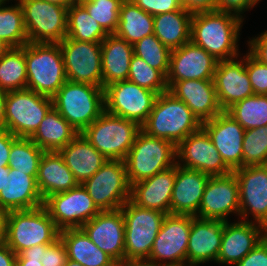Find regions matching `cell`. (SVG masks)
I'll list each match as a JSON object with an SVG mask.
<instances>
[{"instance_id": "obj_31", "label": "cell", "mask_w": 267, "mask_h": 266, "mask_svg": "<svg viewBox=\"0 0 267 266\" xmlns=\"http://www.w3.org/2000/svg\"><path fill=\"white\" fill-rule=\"evenodd\" d=\"M36 181L43 200L51 194L65 192L79 185L59 152L43 153Z\"/></svg>"}, {"instance_id": "obj_26", "label": "cell", "mask_w": 267, "mask_h": 266, "mask_svg": "<svg viewBox=\"0 0 267 266\" xmlns=\"http://www.w3.org/2000/svg\"><path fill=\"white\" fill-rule=\"evenodd\" d=\"M251 221L224 222L221 248L216 263L236 265L260 241L262 225Z\"/></svg>"}, {"instance_id": "obj_27", "label": "cell", "mask_w": 267, "mask_h": 266, "mask_svg": "<svg viewBox=\"0 0 267 266\" xmlns=\"http://www.w3.org/2000/svg\"><path fill=\"white\" fill-rule=\"evenodd\" d=\"M209 175L182 167L177 160L176 178L171 197V214L196 216Z\"/></svg>"}, {"instance_id": "obj_59", "label": "cell", "mask_w": 267, "mask_h": 266, "mask_svg": "<svg viewBox=\"0 0 267 266\" xmlns=\"http://www.w3.org/2000/svg\"><path fill=\"white\" fill-rule=\"evenodd\" d=\"M9 167L8 166H3L0 167V191L4 187V183L6 181V175H9Z\"/></svg>"}, {"instance_id": "obj_36", "label": "cell", "mask_w": 267, "mask_h": 266, "mask_svg": "<svg viewBox=\"0 0 267 266\" xmlns=\"http://www.w3.org/2000/svg\"><path fill=\"white\" fill-rule=\"evenodd\" d=\"M107 35L108 33L79 2L68 8L66 37L77 41L101 43Z\"/></svg>"}, {"instance_id": "obj_9", "label": "cell", "mask_w": 267, "mask_h": 266, "mask_svg": "<svg viewBox=\"0 0 267 266\" xmlns=\"http://www.w3.org/2000/svg\"><path fill=\"white\" fill-rule=\"evenodd\" d=\"M52 107V98L30 89L7 92L5 100L6 130L16 137L30 138Z\"/></svg>"}, {"instance_id": "obj_54", "label": "cell", "mask_w": 267, "mask_h": 266, "mask_svg": "<svg viewBox=\"0 0 267 266\" xmlns=\"http://www.w3.org/2000/svg\"><path fill=\"white\" fill-rule=\"evenodd\" d=\"M17 255L5 243L0 245V266H15Z\"/></svg>"}, {"instance_id": "obj_7", "label": "cell", "mask_w": 267, "mask_h": 266, "mask_svg": "<svg viewBox=\"0 0 267 266\" xmlns=\"http://www.w3.org/2000/svg\"><path fill=\"white\" fill-rule=\"evenodd\" d=\"M176 158L174 143L141 130L124 160L130 186L174 166Z\"/></svg>"}, {"instance_id": "obj_38", "label": "cell", "mask_w": 267, "mask_h": 266, "mask_svg": "<svg viewBox=\"0 0 267 266\" xmlns=\"http://www.w3.org/2000/svg\"><path fill=\"white\" fill-rule=\"evenodd\" d=\"M245 130L267 126V95H252L227 111Z\"/></svg>"}, {"instance_id": "obj_57", "label": "cell", "mask_w": 267, "mask_h": 266, "mask_svg": "<svg viewBox=\"0 0 267 266\" xmlns=\"http://www.w3.org/2000/svg\"><path fill=\"white\" fill-rule=\"evenodd\" d=\"M15 266H43L41 260L35 259H16Z\"/></svg>"}, {"instance_id": "obj_17", "label": "cell", "mask_w": 267, "mask_h": 266, "mask_svg": "<svg viewBox=\"0 0 267 266\" xmlns=\"http://www.w3.org/2000/svg\"><path fill=\"white\" fill-rule=\"evenodd\" d=\"M239 185L240 213L243 221L248 214L256 223H267V164L239 167L233 170ZM246 219V220H245Z\"/></svg>"}, {"instance_id": "obj_39", "label": "cell", "mask_w": 267, "mask_h": 266, "mask_svg": "<svg viewBox=\"0 0 267 266\" xmlns=\"http://www.w3.org/2000/svg\"><path fill=\"white\" fill-rule=\"evenodd\" d=\"M3 4L6 2L0 5V39L10 47L26 45L28 37L21 4L9 7Z\"/></svg>"}, {"instance_id": "obj_56", "label": "cell", "mask_w": 267, "mask_h": 266, "mask_svg": "<svg viewBox=\"0 0 267 266\" xmlns=\"http://www.w3.org/2000/svg\"><path fill=\"white\" fill-rule=\"evenodd\" d=\"M116 266H156L148 260H126L116 263Z\"/></svg>"}, {"instance_id": "obj_6", "label": "cell", "mask_w": 267, "mask_h": 266, "mask_svg": "<svg viewBox=\"0 0 267 266\" xmlns=\"http://www.w3.org/2000/svg\"><path fill=\"white\" fill-rule=\"evenodd\" d=\"M141 126L104 111L81 134L107 160H125Z\"/></svg>"}, {"instance_id": "obj_19", "label": "cell", "mask_w": 267, "mask_h": 266, "mask_svg": "<svg viewBox=\"0 0 267 266\" xmlns=\"http://www.w3.org/2000/svg\"><path fill=\"white\" fill-rule=\"evenodd\" d=\"M218 61L203 48L191 41L171 50L168 89L181 80H213Z\"/></svg>"}, {"instance_id": "obj_37", "label": "cell", "mask_w": 267, "mask_h": 266, "mask_svg": "<svg viewBox=\"0 0 267 266\" xmlns=\"http://www.w3.org/2000/svg\"><path fill=\"white\" fill-rule=\"evenodd\" d=\"M27 88L24 46L11 47L0 59V89L11 92Z\"/></svg>"}, {"instance_id": "obj_25", "label": "cell", "mask_w": 267, "mask_h": 266, "mask_svg": "<svg viewBox=\"0 0 267 266\" xmlns=\"http://www.w3.org/2000/svg\"><path fill=\"white\" fill-rule=\"evenodd\" d=\"M177 164L131 186L130 200L145 209L171 214V197Z\"/></svg>"}, {"instance_id": "obj_47", "label": "cell", "mask_w": 267, "mask_h": 266, "mask_svg": "<svg viewBox=\"0 0 267 266\" xmlns=\"http://www.w3.org/2000/svg\"><path fill=\"white\" fill-rule=\"evenodd\" d=\"M67 260L65 245L59 238L43 251L41 263L43 266H64Z\"/></svg>"}, {"instance_id": "obj_45", "label": "cell", "mask_w": 267, "mask_h": 266, "mask_svg": "<svg viewBox=\"0 0 267 266\" xmlns=\"http://www.w3.org/2000/svg\"><path fill=\"white\" fill-rule=\"evenodd\" d=\"M246 71L255 95H267V64L246 54Z\"/></svg>"}, {"instance_id": "obj_5", "label": "cell", "mask_w": 267, "mask_h": 266, "mask_svg": "<svg viewBox=\"0 0 267 266\" xmlns=\"http://www.w3.org/2000/svg\"><path fill=\"white\" fill-rule=\"evenodd\" d=\"M53 107L79 133L104 111V88L66 81L52 97Z\"/></svg>"}, {"instance_id": "obj_42", "label": "cell", "mask_w": 267, "mask_h": 266, "mask_svg": "<svg viewBox=\"0 0 267 266\" xmlns=\"http://www.w3.org/2000/svg\"><path fill=\"white\" fill-rule=\"evenodd\" d=\"M128 80L157 94L168 91L166 77L134 54L130 61Z\"/></svg>"}, {"instance_id": "obj_24", "label": "cell", "mask_w": 267, "mask_h": 266, "mask_svg": "<svg viewBox=\"0 0 267 266\" xmlns=\"http://www.w3.org/2000/svg\"><path fill=\"white\" fill-rule=\"evenodd\" d=\"M168 91L183 101L201 124L222 112L213 80L176 81Z\"/></svg>"}, {"instance_id": "obj_63", "label": "cell", "mask_w": 267, "mask_h": 266, "mask_svg": "<svg viewBox=\"0 0 267 266\" xmlns=\"http://www.w3.org/2000/svg\"><path fill=\"white\" fill-rule=\"evenodd\" d=\"M64 266H83V265L71 259H67Z\"/></svg>"}, {"instance_id": "obj_53", "label": "cell", "mask_w": 267, "mask_h": 266, "mask_svg": "<svg viewBox=\"0 0 267 266\" xmlns=\"http://www.w3.org/2000/svg\"><path fill=\"white\" fill-rule=\"evenodd\" d=\"M51 244H41L35 245L33 247L23 250L20 254L17 255L16 259H35L41 260L43 257V251Z\"/></svg>"}, {"instance_id": "obj_22", "label": "cell", "mask_w": 267, "mask_h": 266, "mask_svg": "<svg viewBox=\"0 0 267 266\" xmlns=\"http://www.w3.org/2000/svg\"><path fill=\"white\" fill-rule=\"evenodd\" d=\"M241 61L230 59L218 61L213 83L222 111H227L235 103L254 95L246 71V55Z\"/></svg>"}, {"instance_id": "obj_52", "label": "cell", "mask_w": 267, "mask_h": 266, "mask_svg": "<svg viewBox=\"0 0 267 266\" xmlns=\"http://www.w3.org/2000/svg\"><path fill=\"white\" fill-rule=\"evenodd\" d=\"M15 138L8 130L0 131V167L8 166L12 141Z\"/></svg>"}, {"instance_id": "obj_62", "label": "cell", "mask_w": 267, "mask_h": 266, "mask_svg": "<svg viewBox=\"0 0 267 266\" xmlns=\"http://www.w3.org/2000/svg\"><path fill=\"white\" fill-rule=\"evenodd\" d=\"M261 241L267 247V223L262 225Z\"/></svg>"}, {"instance_id": "obj_12", "label": "cell", "mask_w": 267, "mask_h": 266, "mask_svg": "<svg viewBox=\"0 0 267 266\" xmlns=\"http://www.w3.org/2000/svg\"><path fill=\"white\" fill-rule=\"evenodd\" d=\"M190 228L191 215L166 214L147 260L156 266H187Z\"/></svg>"}, {"instance_id": "obj_55", "label": "cell", "mask_w": 267, "mask_h": 266, "mask_svg": "<svg viewBox=\"0 0 267 266\" xmlns=\"http://www.w3.org/2000/svg\"><path fill=\"white\" fill-rule=\"evenodd\" d=\"M7 92L0 89V131L6 130L5 122V100Z\"/></svg>"}, {"instance_id": "obj_4", "label": "cell", "mask_w": 267, "mask_h": 266, "mask_svg": "<svg viewBox=\"0 0 267 266\" xmlns=\"http://www.w3.org/2000/svg\"><path fill=\"white\" fill-rule=\"evenodd\" d=\"M27 89L52 98L67 81L59 43L24 45Z\"/></svg>"}, {"instance_id": "obj_32", "label": "cell", "mask_w": 267, "mask_h": 266, "mask_svg": "<svg viewBox=\"0 0 267 266\" xmlns=\"http://www.w3.org/2000/svg\"><path fill=\"white\" fill-rule=\"evenodd\" d=\"M59 238L67 252V259L83 266H116V262L94 244L82 228L60 231Z\"/></svg>"}, {"instance_id": "obj_33", "label": "cell", "mask_w": 267, "mask_h": 266, "mask_svg": "<svg viewBox=\"0 0 267 266\" xmlns=\"http://www.w3.org/2000/svg\"><path fill=\"white\" fill-rule=\"evenodd\" d=\"M79 132L52 107L30 139L44 152H58Z\"/></svg>"}, {"instance_id": "obj_23", "label": "cell", "mask_w": 267, "mask_h": 266, "mask_svg": "<svg viewBox=\"0 0 267 266\" xmlns=\"http://www.w3.org/2000/svg\"><path fill=\"white\" fill-rule=\"evenodd\" d=\"M224 220L202 219L191 216L187 246L188 266L216 261L221 248Z\"/></svg>"}, {"instance_id": "obj_2", "label": "cell", "mask_w": 267, "mask_h": 266, "mask_svg": "<svg viewBox=\"0 0 267 266\" xmlns=\"http://www.w3.org/2000/svg\"><path fill=\"white\" fill-rule=\"evenodd\" d=\"M202 127L191 109L169 91L158 94L141 130L152 137L171 141L176 146Z\"/></svg>"}, {"instance_id": "obj_61", "label": "cell", "mask_w": 267, "mask_h": 266, "mask_svg": "<svg viewBox=\"0 0 267 266\" xmlns=\"http://www.w3.org/2000/svg\"><path fill=\"white\" fill-rule=\"evenodd\" d=\"M11 47L0 39V59L6 54Z\"/></svg>"}, {"instance_id": "obj_29", "label": "cell", "mask_w": 267, "mask_h": 266, "mask_svg": "<svg viewBox=\"0 0 267 266\" xmlns=\"http://www.w3.org/2000/svg\"><path fill=\"white\" fill-rule=\"evenodd\" d=\"M133 45L115 34L101 42L102 87L128 79Z\"/></svg>"}, {"instance_id": "obj_15", "label": "cell", "mask_w": 267, "mask_h": 266, "mask_svg": "<svg viewBox=\"0 0 267 266\" xmlns=\"http://www.w3.org/2000/svg\"><path fill=\"white\" fill-rule=\"evenodd\" d=\"M44 206L60 231L81 228L100 212L82 184L65 192L51 194L44 200Z\"/></svg>"}, {"instance_id": "obj_40", "label": "cell", "mask_w": 267, "mask_h": 266, "mask_svg": "<svg viewBox=\"0 0 267 266\" xmlns=\"http://www.w3.org/2000/svg\"><path fill=\"white\" fill-rule=\"evenodd\" d=\"M44 151L30 138L16 137L12 141L8 167L37 176Z\"/></svg>"}, {"instance_id": "obj_60", "label": "cell", "mask_w": 267, "mask_h": 266, "mask_svg": "<svg viewBox=\"0 0 267 266\" xmlns=\"http://www.w3.org/2000/svg\"><path fill=\"white\" fill-rule=\"evenodd\" d=\"M53 4H59L61 6L69 8L72 4L76 3L75 0H43Z\"/></svg>"}, {"instance_id": "obj_43", "label": "cell", "mask_w": 267, "mask_h": 266, "mask_svg": "<svg viewBox=\"0 0 267 266\" xmlns=\"http://www.w3.org/2000/svg\"><path fill=\"white\" fill-rule=\"evenodd\" d=\"M123 1L81 0L79 3L108 34H114L118 27L119 11Z\"/></svg>"}, {"instance_id": "obj_10", "label": "cell", "mask_w": 267, "mask_h": 266, "mask_svg": "<svg viewBox=\"0 0 267 266\" xmlns=\"http://www.w3.org/2000/svg\"><path fill=\"white\" fill-rule=\"evenodd\" d=\"M82 186L100 211L121 209L131 198V186L123 160H107Z\"/></svg>"}, {"instance_id": "obj_49", "label": "cell", "mask_w": 267, "mask_h": 266, "mask_svg": "<svg viewBox=\"0 0 267 266\" xmlns=\"http://www.w3.org/2000/svg\"><path fill=\"white\" fill-rule=\"evenodd\" d=\"M235 266H267V247L260 241Z\"/></svg>"}, {"instance_id": "obj_14", "label": "cell", "mask_w": 267, "mask_h": 266, "mask_svg": "<svg viewBox=\"0 0 267 266\" xmlns=\"http://www.w3.org/2000/svg\"><path fill=\"white\" fill-rule=\"evenodd\" d=\"M59 46L68 81L102 87L101 43L65 37Z\"/></svg>"}, {"instance_id": "obj_48", "label": "cell", "mask_w": 267, "mask_h": 266, "mask_svg": "<svg viewBox=\"0 0 267 266\" xmlns=\"http://www.w3.org/2000/svg\"><path fill=\"white\" fill-rule=\"evenodd\" d=\"M256 4L257 2L255 0H216V10L233 13L243 18L241 15L244 13L243 11L252 8Z\"/></svg>"}, {"instance_id": "obj_46", "label": "cell", "mask_w": 267, "mask_h": 266, "mask_svg": "<svg viewBox=\"0 0 267 266\" xmlns=\"http://www.w3.org/2000/svg\"><path fill=\"white\" fill-rule=\"evenodd\" d=\"M145 12L155 16L183 9L180 0H130Z\"/></svg>"}, {"instance_id": "obj_18", "label": "cell", "mask_w": 267, "mask_h": 266, "mask_svg": "<svg viewBox=\"0 0 267 266\" xmlns=\"http://www.w3.org/2000/svg\"><path fill=\"white\" fill-rule=\"evenodd\" d=\"M230 213H240L239 185L233 171L208 179L195 217L228 221Z\"/></svg>"}, {"instance_id": "obj_21", "label": "cell", "mask_w": 267, "mask_h": 266, "mask_svg": "<svg viewBox=\"0 0 267 266\" xmlns=\"http://www.w3.org/2000/svg\"><path fill=\"white\" fill-rule=\"evenodd\" d=\"M224 163L233 171L243 167L245 129L226 111L202 123Z\"/></svg>"}, {"instance_id": "obj_20", "label": "cell", "mask_w": 267, "mask_h": 266, "mask_svg": "<svg viewBox=\"0 0 267 266\" xmlns=\"http://www.w3.org/2000/svg\"><path fill=\"white\" fill-rule=\"evenodd\" d=\"M81 228L116 263L125 259V222L121 209L100 211Z\"/></svg>"}, {"instance_id": "obj_35", "label": "cell", "mask_w": 267, "mask_h": 266, "mask_svg": "<svg viewBox=\"0 0 267 266\" xmlns=\"http://www.w3.org/2000/svg\"><path fill=\"white\" fill-rule=\"evenodd\" d=\"M114 34L134 45L140 39L154 34V16L130 0H124L120 6L118 27Z\"/></svg>"}, {"instance_id": "obj_44", "label": "cell", "mask_w": 267, "mask_h": 266, "mask_svg": "<svg viewBox=\"0 0 267 266\" xmlns=\"http://www.w3.org/2000/svg\"><path fill=\"white\" fill-rule=\"evenodd\" d=\"M267 164V126L245 130L243 167Z\"/></svg>"}, {"instance_id": "obj_30", "label": "cell", "mask_w": 267, "mask_h": 266, "mask_svg": "<svg viewBox=\"0 0 267 266\" xmlns=\"http://www.w3.org/2000/svg\"><path fill=\"white\" fill-rule=\"evenodd\" d=\"M58 152L79 184L91 178L107 161L81 133Z\"/></svg>"}, {"instance_id": "obj_3", "label": "cell", "mask_w": 267, "mask_h": 266, "mask_svg": "<svg viewBox=\"0 0 267 266\" xmlns=\"http://www.w3.org/2000/svg\"><path fill=\"white\" fill-rule=\"evenodd\" d=\"M59 234L60 230L44 205L6 212L5 244L16 255L35 245L53 244Z\"/></svg>"}, {"instance_id": "obj_16", "label": "cell", "mask_w": 267, "mask_h": 266, "mask_svg": "<svg viewBox=\"0 0 267 266\" xmlns=\"http://www.w3.org/2000/svg\"><path fill=\"white\" fill-rule=\"evenodd\" d=\"M177 159L182 167L198 170L211 176H222L232 172L224 163L207 132L201 127L176 146Z\"/></svg>"}, {"instance_id": "obj_8", "label": "cell", "mask_w": 267, "mask_h": 266, "mask_svg": "<svg viewBox=\"0 0 267 266\" xmlns=\"http://www.w3.org/2000/svg\"><path fill=\"white\" fill-rule=\"evenodd\" d=\"M125 222V259L147 260L166 214L128 200L122 207Z\"/></svg>"}, {"instance_id": "obj_34", "label": "cell", "mask_w": 267, "mask_h": 266, "mask_svg": "<svg viewBox=\"0 0 267 266\" xmlns=\"http://www.w3.org/2000/svg\"><path fill=\"white\" fill-rule=\"evenodd\" d=\"M192 13L179 9L154 16V35L170 50L190 42Z\"/></svg>"}, {"instance_id": "obj_50", "label": "cell", "mask_w": 267, "mask_h": 266, "mask_svg": "<svg viewBox=\"0 0 267 266\" xmlns=\"http://www.w3.org/2000/svg\"><path fill=\"white\" fill-rule=\"evenodd\" d=\"M250 53L259 61L267 64V31L248 42Z\"/></svg>"}, {"instance_id": "obj_1", "label": "cell", "mask_w": 267, "mask_h": 266, "mask_svg": "<svg viewBox=\"0 0 267 266\" xmlns=\"http://www.w3.org/2000/svg\"><path fill=\"white\" fill-rule=\"evenodd\" d=\"M242 22L243 18L218 10L194 13L191 18L190 41L217 61L237 58Z\"/></svg>"}, {"instance_id": "obj_64", "label": "cell", "mask_w": 267, "mask_h": 266, "mask_svg": "<svg viewBox=\"0 0 267 266\" xmlns=\"http://www.w3.org/2000/svg\"><path fill=\"white\" fill-rule=\"evenodd\" d=\"M5 1H7V0H0V5H1L2 3H4Z\"/></svg>"}, {"instance_id": "obj_51", "label": "cell", "mask_w": 267, "mask_h": 266, "mask_svg": "<svg viewBox=\"0 0 267 266\" xmlns=\"http://www.w3.org/2000/svg\"><path fill=\"white\" fill-rule=\"evenodd\" d=\"M182 8L192 14L216 10V0H180Z\"/></svg>"}, {"instance_id": "obj_11", "label": "cell", "mask_w": 267, "mask_h": 266, "mask_svg": "<svg viewBox=\"0 0 267 266\" xmlns=\"http://www.w3.org/2000/svg\"><path fill=\"white\" fill-rule=\"evenodd\" d=\"M30 43H60L67 35V7L43 0H18Z\"/></svg>"}, {"instance_id": "obj_41", "label": "cell", "mask_w": 267, "mask_h": 266, "mask_svg": "<svg viewBox=\"0 0 267 266\" xmlns=\"http://www.w3.org/2000/svg\"><path fill=\"white\" fill-rule=\"evenodd\" d=\"M133 52L134 55L142 58L149 66L160 71L167 77L171 50L154 34L136 42L133 45Z\"/></svg>"}, {"instance_id": "obj_13", "label": "cell", "mask_w": 267, "mask_h": 266, "mask_svg": "<svg viewBox=\"0 0 267 266\" xmlns=\"http://www.w3.org/2000/svg\"><path fill=\"white\" fill-rule=\"evenodd\" d=\"M158 94L132 81L123 80L104 87L105 111L142 126Z\"/></svg>"}, {"instance_id": "obj_28", "label": "cell", "mask_w": 267, "mask_h": 266, "mask_svg": "<svg viewBox=\"0 0 267 266\" xmlns=\"http://www.w3.org/2000/svg\"><path fill=\"white\" fill-rule=\"evenodd\" d=\"M36 177L10 168L4 187L0 191V210H28L44 205Z\"/></svg>"}, {"instance_id": "obj_58", "label": "cell", "mask_w": 267, "mask_h": 266, "mask_svg": "<svg viewBox=\"0 0 267 266\" xmlns=\"http://www.w3.org/2000/svg\"><path fill=\"white\" fill-rule=\"evenodd\" d=\"M5 216L6 212L0 210V245L5 243Z\"/></svg>"}]
</instances>
